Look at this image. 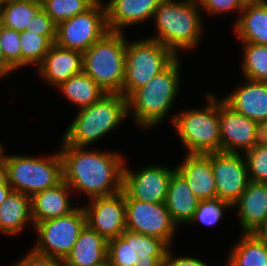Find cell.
Returning <instances> with one entry per match:
<instances>
[{
	"label": "cell",
	"mask_w": 267,
	"mask_h": 266,
	"mask_svg": "<svg viewBox=\"0 0 267 266\" xmlns=\"http://www.w3.org/2000/svg\"><path fill=\"white\" fill-rule=\"evenodd\" d=\"M61 141L59 152L63 162V180L72 191L86 195L89 200L123 190L125 159L122 154L88 150Z\"/></svg>",
	"instance_id": "cell-1"
},
{
	"label": "cell",
	"mask_w": 267,
	"mask_h": 266,
	"mask_svg": "<svg viewBox=\"0 0 267 266\" xmlns=\"http://www.w3.org/2000/svg\"><path fill=\"white\" fill-rule=\"evenodd\" d=\"M157 40L177 57L181 51L192 50L201 41L203 22L197 0H161L154 13Z\"/></svg>",
	"instance_id": "cell-2"
},
{
	"label": "cell",
	"mask_w": 267,
	"mask_h": 266,
	"mask_svg": "<svg viewBox=\"0 0 267 266\" xmlns=\"http://www.w3.org/2000/svg\"><path fill=\"white\" fill-rule=\"evenodd\" d=\"M179 57L127 98L128 116L132 111L140 128L151 129L168 116L181 82Z\"/></svg>",
	"instance_id": "cell-3"
},
{
	"label": "cell",
	"mask_w": 267,
	"mask_h": 266,
	"mask_svg": "<svg viewBox=\"0 0 267 266\" xmlns=\"http://www.w3.org/2000/svg\"><path fill=\"white\" fill-rule=\"evenodd\" d=\"M127 117V99L122 94H105L94 104L78 109L62 140L67 145L87 147L118 128Z\"/></svg>",
	"instance_id": "cell-4"
},
{
	"label": "cell",
	"mask_w": 267,
	"mask_h": 266,
	"mask_svg": "<svg viewBox=\"0 0 267 266\" xmlns=\"http://www.w3.org/2000/svg\"><path fill=\"white\" fill-rule=\"evenodd\" d=\"M126 45L123 32L108 31L83 53V72L107 94H122Z\"/></svg>",
	"instance_id": "cell-5"
},
{
	"label": "cell",
	"mask_w": 267,
	"mask_h": 266,
	"mask_svg": "<svg viewBox=\"0 0 267 266\" xmlns=\"http://www.w3.org/2000/svg\"><path fill=\"white\" fill-rule=\"evenodd\" d=\"M209 93L207 104L201 109H190L172 115L171 123L187 150V154L221 152L219 101Z\"/></svg>",
	"instance_id": "cell-6"
},
{
	"label": "cell",
	"mask_w": 267,
	"mask_h": 266,
	"mask_svg": "<svg viewBox=\"0 0 267 266\" xmlns=\"http://www.w3.org/2000/svg\"><path fill=\"white\" fill-rule=\"evenodd\" d=\"M59 149L51 156L5 155L2 159L7 170V181L15 192L32 197L63 181V162Z\"/></svg>",
	"instance_id": "cell-7"
},
{
	"label": "cell",
	"mask_w": 267,
	"mask_h": 266,
	"mask_svg": "<svg viewBox=\"0 0 267 266\" xmlns=\"http://www.w3.org/2000/svg\"><path fill=\"white\" fill-rule=\"evenodd\" d=\"M176 58L170 49L148 37L127 42L122 95L127 99L135 90L165 70Z\"/></svg>",
	"instance_id": "cell-8"
},
{
	"label": "cell",
	"mask_w": 267,
	"mask_h": 266,
	"mask_svg": "<svg viewBox=\"0 0 267 266\" xmlns=\"http://www.w3.org/2000/svg\"><path fill=\"white\" fill-rule=\"evenodd\" d=\"M85 225V210L79 205L68 215L36 223L34 228L39 238L33 249L38 253L64 260Z\"/></svg>",
	"instance_id": "cell-9"
},
{
	"label": "cell",
	"mask_w": 267,
	"mask_h": 266,
	"mask_svg": "<svg viewBox=\"0 0 267 266\" xmlns=\"http://www.w3.org/2000/svg\"><path fill=\"white\" fill-rule=\"evenodd\" d=\"M97 0L85 12L57 25L55 43L66 49L84 53L109 30L105 3Z\"/></svg>",
	"instance_id": "cell-10"
},
{
	"label": "cell",
	"mask_w": 267,
	"mask_h": 266,
	"mask_svg": "<svg viewBox=\"0 0 267 266\" xmlns=\"http://www.w3.org/2000/svg\"><path fill=\"white\" fill-rule=\"evenodd\" d=\"M126 229L161 239L169 247L177 225L173 222L165 203H148L132 199L125 192Z\"/></svg>",
	"instance_id": "cell-11"
},
{
	"label": "cell",
	"mask_w": 267,
	"mask_h": 266,
	"mask_svg": "<svg viewBox=\"0 0 267 266\" xmlns=\"http://www.w3.org/2000/svg\"><path fill=\"white\" fill-rule=\"evenodd\" d=\"M239 153H211V166L217 198L231 206L239 199L249 182L247 163Z\"/></svg>",
	"instance_id": "cell-12"
},
{
	"label": "cell",
	"mask_w": 267,
	"mask_h": 266,
	"mask_svg": "<svg viewBox=\"0 0 267 266\" xmlns=\"http://www.w3.org/2000/svg\"><path fill=\"white\" fill-rule=\"evenodd\" d=\"M82 207L86 224L107 241L121 236L126 230L124 190L110 196L91 198Z\"/></svg>",
	"instance_id": "cell-13"
},
{
	"label": "cell",
	"mask_w": 267,
	"mask_h": 266,
	"mask_svg": "<svg viewBox=\"0 0 267 266\" xmlns=\"http://www.w3.org/2000/svg\"><path fill=\"white\" fill-rule=\"evenodd\" d=\"M219 124L221 152L243 153L260 141V125L247 116L236 112L223 99L219 100Z\"/></svg>",
	"instance_id": "cell-14"
},
{
	"label": "cell",
	"mask_w": 267,
	"mask_h": 266,
	"mask_svg": "<svg viewBox=\"0 0 267 266\" xmlns=\"http://www.w3.org/2000/svg\"><path fill=\"white\" fill-rule=\"evenodd\" d=\"M126 166L124 164L123 190L132 199L148 203H165L169 180L176 168L149 165L134 172Z\"/></svg>",
	"instance_id": "cell-15"
},
{
	"label": "cell",
	"mask_w": 267,
	"mask_h": 266,
	"mask_svg": "<svg viewBox=\"0 0 267 266\" xmlns=\"http://www.w3.org/2000/svg\"><path fill=\"white\" fill-rule=\"evenodd\" d=\"M37 69L40 77L56 88L70 77L83 72V53L53 43Z\"/></svg>",
	"instance_id": "cell-16"
},
{
	"label": "cell",
	"mask_w": 267,
	"mask_h": 266,
	"mask_svg": "<svg viewBox=\"0 0 267 266\" xmlns=\"http://www.w3.org/2000/svg\"><path fill=\"white\" fill-rule=\"evenodd\" d=\"M246 80L223 100L236 112L261 126L267 120V82Z\"/></svg>",
	"instance_id": "cell-17"
},
{
	"label": "cell",
	"mask_w": 267,
	"mask_h": 266,
	"mask_svg": "<svg viewBox=\"0 0 267 266\" xmlns=\"http://www.w3.org/2000/svg\"><path fill=\"white\" fill-rule=\"evenodd\" d=\"M183 163L175 167L187 181L193 194L200 200L217 197L214 174L211 166V153L187 154Z\"/></svg>",
	"instance_id": "cell-18"
},
{
	"label": "cell",
	"mask_w": 267,
	"mask_h": 266,
	"mask_svg": "<svg viewBox=\"0 0 267 266\" xmlns=\"http://www.w3.org/2000/svg\"><path fill=\"white\" fill-rule=\"evenodd\" d=\"M232 207L238 210L243 233H254L267 220V183L249 181Z\"/></svg>",
	"instance_id": "cell-19"
},
{
	"label": "cell",
	"mask_w": 267,
	"mask_h": 266,
	"mask_svg": "<svg viewBox=\"0 0 267 266\" xmlns=\"http://www.w3.org/2000/svg\"><path fill=\"white\" fill-rule=\"evenodd\" d=\"M160 1L109 0L105 4L109 30L123 32L125 27L152 19Z\"/></svg>",
	"instance_id": "cell-20"
},
{
	"label": "cell",
	"mask_w": 267,
	"mask_h": 266,
	"mask_svg": "<svg viewBox=\"0 0 267 266\" xmlns=\"http://www.w3.org/2000/svg\"><path fill=\"white\" fill-rule=\"evenodd\" d=\"M70 186L63 180L58 185L38 192L31 197V216L36 223L65 216L77 207L71 205Z\"/></svg>",
	"instance_id": "cell-21"
},
{
	"label": "cell",
	"mask_w": 267,
	"mask_h": 266,
	"mask_svg": "<svg viewBox=\"0 0 267 266\" xmlns=\"http://www.w3.org/2000/svg\"><path fill=\"white\" fill-rule=\"evenodd\" d=\"M199 201L189 188L187 181L175 170L170 177L165 200L173 222L177 226L178 224H190Z\"/></svg>",
	"instance_id": "cell-22"
},
{
	"label": "cell",
	"mask_w": 267,
	"mask_h": 266,
	"mask_svg": "<svg viewBox=\"0 0 267 266\" xmlns=\"http://www.w3.org/2000/svg\"><path fill=\"white\" fill-rule=\"evenodd\" d=\"M107 252L108 241L86 224L63 260L64 266H93L104 262Z\"/></svg>",
	"instance_id": "cell-23"
},
{
	"label": "cell",
	"mask_w": 267,
	"mask_h": 266,
	"mask_svg": "<svg viewBox=\"0 0 267 266\" xmlns=\"http://www.w3.org/2000/svg\"><path fill=\"white\" fill-rule=\"evenodd\" d=\"M28 222L34 228L31 216V197L12 191L0 205V233L9 236L19 235Z\"/></svg>",
	"instance_id": "cell-24"
},
{
	"label": "cell",
	"mask_w": 267,
	"mask_h": 266,
	"mask_svg": "<svg viewBox=\"0 0 267 266\" xmlns=\"http://www.w3.org/2000/svg\"><path fill=\"white\" fill-rule=\"evenodd\" d=\"M234 27L239 41L267 45V2L245 6Z\"/></svg>",
	"instance_id": "cell-25"
},
{
	"label": "cell",
	"mask_w": 267,
	"mask_h": 266,
	"mask_svg": "<svg viewBox=\"0 0 267 266\" xmlns=\"http://www.w3.org/2000/svg\"><path fill=\"white\" fill-rule=\"evenodd\" d=\"M57 88L73 105L79 107L78 109L94 104L107 94L84 72L70 77Z\"/></svg>",
	"instance_id": "cell-26"
},
{
	"label": "cell",
	"mask_w": 267,
	"mask_h": 266,
	"mask_svg": "<svg viewBox=\"0 0 267 266\" xmlns=\"http://www.w3.org/2000/svg\"><path fill=\"white\" fill-rule=\"evenodd\" d=\"M225 266H267V246L255 233H243Z\"/></svg>",
	"instance_id": "cell-27"
},
{
	"label": "cell",
	"mask_w": 267,
	"mask_h": 266,
	"mask_svg": "<svg viewBox=\"0 0 267 266\" xmlns=\"http://www.w3.org/2000/svg\"><path fill=\"white\" fill-rule=\"evenodd\" d=\"M41 9L40 0H0V25L24 32Z\"/></svg>",
	"instance_id": "cell-28"
},
{
	"label": "cell",
	"mask_w": 267,
	"mask_h": 266,
	"mask_svg": "<svg viewBox=\"0 0 267 266\" xmlns=\"http://www.w3.org/2000/svg\"><path fill=\"white\" fill-rule=\"evenodd\" d=\"M243 43L241 70L245 79L267 82V45Z\"/></svg>",
	"instance_id": "cell-29"
},
{
	"label": "cell",
	"mask_w": 267,
	"mask_h": 266,
	"mask_svg": "<svg viewBox=\"0 0 267 266\" xmlns=\"http://www.w3.org/2000/svg\"><path fill=\"white\" fill-rule=\"evenodd\" d=\"M97 0H40L42 9L58 25L77 14L85 12Z\"/></svg>",
	"instance_id": "cell-30"
},
{
	"label": "cell",
	"mask_w": 267,
	"mask_h": 266,
	"mask_svg": "<svg viewBox=\"0 0 267 266\" xmlns=\"http://www.w3.org/2000/svg\"><path fill=\"white\" fill-rule=\"evenodd\" d=\"M52 43L42 35L25 30L20 33V47L22 52V67L34 64L38 67Z\"/></svg>",
	"instance_id": "cell-31"
},
{
	"label": "cell",
	"mask_w": 267,
	"mask_h": 266,
	"mask_svg": "<svg viewBox=\"0 0 267 266\" xmlns=\"http://www.w3.org/2000/svg\"><path fill=\"white\" fill-rule=\"evenodd\" d=\"M169 246L159 238L132 231L133 265L139 258L165 259Z\"/></svg>",
	"instance_id": "cell-32"
},
{
	"label": "cell",
	"mask_w": 267,
	"mask_h": 266,
	"mask_svg": "<svg viewBox=\"0 0 267 266\" xmlns=\"http://www.w3.org/2000/svg\"><path fill=\"white\" fill-rule=\"evenodd\" d=\"M242 154L247 163L249 181L267 183V144L260 140Z\"/></svg>",
	"instance_id": "cell-33"
},
{
	"label": "cell",
	"mask_w": 267,
	"mask_h": 266,
	"mask_svg": "<svg viewBox=\"0 0 267 266\" xmlns=\"http://www.w3.org/2000/svg\"><path fill=\"white\" fill-rule=\"evenodd\" d=\"M107 258L111 266H133L132 231L108 241Z\"/></svg>",
	"instance_id": "cell-34"
},
{
	"label": "cell",
	"mask_w": 267,
	"mask_h": 266,
	"mask_svg": "<svg viewBox=\"0 0 267 266\" xmlns=\"http://www.w3.org/2000/svg\"><path fill=\"white\" fill-rule=\"evenodd\" d=\"M232 209V206L219 198L199 201L191 224L197 221L207 226L216 225L223 218V211Z\"/></svg>",
	"instance_id": "cell-35"
},
{
	"label": "cell",
	"mask_w": 267,
	"mask_h": 266,
	"mask_svg": "<svg viewBox=\"0 0 267 266\" xmlns=\"http://www.w3.org/2000/svg\"><path fill=\"white\" fill-rule=\"evenodd\" d=\"M0 47L6 62L14 69L22 67L20 33L14 29L0 25Z\"/></svg>",
	"instance_id": "cell-36"
},
{
	"label": "cell",
	"mask_w": 267,
	"mask_h": 266,
	"mask_svg": "<svg viewBox=\"0 0 267 266\" xmlns=\"http://www.w3.org/2000/svg\"><path fill=\"white\" fill-rule=\"evenodd\" d=\"M56 29L57 25L43 9L31 18V22L26 28L28 32L45 36L52 44L56 41Z\"/></svg>",
	"instance_id": "cell-37"
},
{
	"label": "cell",
	"mask_w": 267,
	"mask_h": 266,
	"mask_svg": "<svg viewBox=\"0 0 267 266\" xmlns=\"http://www.w3.org/2000/svg\"><path fill=\"white\" fill-rule=\"evenodd\" d=\"M199 8L209 15L234 12L241 14L243 5L239 0H197Z\"/></svg>",
	"instance_id": "cell-38"
},
{
	"label": "cell",
	"mask_w": 267,
	"mask_h": 266,
	"mask_svg": "<svg viewBox=\"0 0 267 266\" xmlns=\"http://www.w3.org/2000/svg\"><path fill=\"white\" fill-rule=\"evenodd\" d=\"M12 266H64L62 259L36 252L33 248Z\"/></svg>",
	"instance_id": "cell-39"
},
{
	"label": "cell",
	"mask_w": 267,
	"mask_h": 266,
	"mask_svg": "<svg viewBox=\"0 0 267 266\" xmlns=\"http://www.w3.org/2000/svg\"><path fill=\"white\" fill-rule=\"evenodd\" d=\"M170 249L171 247H169L166 252L163 266H209L207 263L196 257H189L187 255L184 257H176Z\"/></svg>",
	"instance_id": "cell-40"
},
{
	"label": "cell",
	"mask_w": 267,
	"mask_h": 266,
	"mask_svg": "<svg viewBox=\"0 0 267 266\" xmlns=\"http://www.w3.org/2000/svg\"><path fill=\"white\" fill-rule=\"evenodd\" d=\"M13 71L15 70L6 62L5 56L0 47V79L11 74Z\"/></svg>",
	"instance_id": "cell-41"
},
{
	"label": "cell",
	"mask_w": 267,
	"mask_h": 266,
	"mask_svg": "<svg viewBox=\"0 0 267 266\" xmlns=\"http://www.w3.org/2000/svg\"><path fill=\"white\" fill-rule=\"evenodd\" d=\"M164 259H141L133 266H163Z\"/></svg>",
	"instance_id": "cell-42"
},
{
	"label": "cell",
	"mask_w": 267,
	"mask_h": 266,
	"mask_svg": "<svg viewBox=\"0 0 267 266\" xmlns=\"http://www.w3.org/2000/svg\"><path fill=\"white\" fill-rule=\"evenodd\" d=\"M254 233L267 246V220Z\"/></svg>",
	"instance_id": "cell-43"
},
{
	"label": "cell",
	"mask_w": 267,
	"mask_h": 266,
	"mask_svg": "<svg viewBox=\"0 0 267 266\" xmlns=\"http://www.w3.org/2000/svg\"><path fill=\"white\" fill-rule=\"evenodd\" d=\"M12 191V187L9 185L8 181L0 186V205Z\"/></svg>",
	"instance_id": "cell-44"
},
{
	"label": "cell",
	"mask_w": 267,
	"mask_h": 266,
	"mask_svg": "<svg viewBox=\"0 0 267 266\" xmlns=\"http://www.w3.org/2000/svg\"><path fill=\"white\" fill-rule=\"evenodd\" d=\"M7 182V170L3 159H0V186Z\"/></svg>",
	"instance_id": "cell-45"
},
{
	"label": "cell",
	"mask_w": 267,
	"mask_h": 266,
	"mask_svg": "<svg viewBox=\"0 0 267 266\" xmlns=\"http://www.w3.org/2000/svg\"><path fill=\"white\" fill-rule=\"evenodd\" d=\"M261 134L260 140L267 144V120L260 126Z\"/></svg>",
	"instance_id": "cell-46"
},
{
	"label": "cell",
	"mask_w": 267,
	"mask_h": 266,
	"mask_svg": "<svg viewBox=\"0 0 267 266\" xmlns=\"http://www.w3.org/2000/svg\"><path fill=\"white\" fill-rule=\"evenodd\" d=\"M239 1L243 5V7L249 5H259L267 2V0H239Z\"/></svg>",
	"instance_id": "cell-47"
},
{
	"label": "cell",
	"mask_w": 267,
	"mask_h": 266,
	"mask_svg": "<svg viewBox=\"0 0 267 266\" xmlns=\"http://www.w3.org/2000/svg\"><path fill=\"white\" fill-rule=\"evenodd\" d=\"M93 266H111V265H110L108 258H107L104 262H101V263L93 265Z\"/></svg>",
	"instance_id": "cell-48"
},
{
	"label": "cell",
	"mask_w": 267,
	"mask_h": 266,
	"mask_svg": "<svg viewBox=\"0 0 267 266\" xmlns=\"http://www.w3.org/2000/svg\"><path fill=\"white\" fill-rule=\"evenodd\" d=\"M3 148H4L3 144L0 143V159L2 157V153H3V150H4Z\"/></svg>",
	"instance_id": "cell-49"
}]
</instances>
